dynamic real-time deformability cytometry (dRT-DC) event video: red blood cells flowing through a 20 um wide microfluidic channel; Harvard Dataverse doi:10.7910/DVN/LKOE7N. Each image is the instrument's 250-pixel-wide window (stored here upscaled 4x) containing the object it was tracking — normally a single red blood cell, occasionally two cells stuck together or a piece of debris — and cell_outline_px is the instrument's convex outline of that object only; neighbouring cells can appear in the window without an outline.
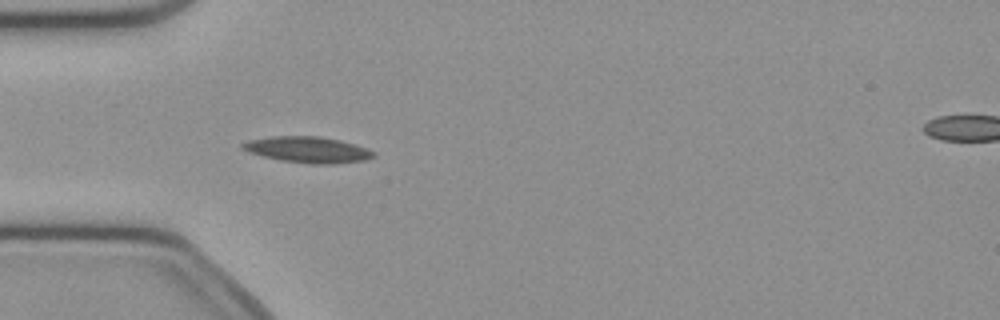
{"species": "common noctule bat (a hibernating species)", "species_latin": "Nyctalus noctula", "temperature_condition": "cold", "stored_images_in_passage": 35, "camera_frame_rate_fps": 3000, "um_per_image_px": 0.085, "animal": {"sex": "female", "body_mass_g": 21.9}, "frame": {"image": 1, "passage_image": 4, "time_ms": 1.0, "image_size_px": [1000, 320], "cell_outline_px": [[376, 156], [364, 160], [336, 164], [308, 164], [280, 160], [248, 152], [240, 148], [240, 144], [252, 140], [276, 136], [316, 136], [336, 140], [352, 144], [376, 152]], "centroid_in_image_um": [26.15, 12.74], "position_along_channel_um": 58.9, "area_um2": 19.59}}
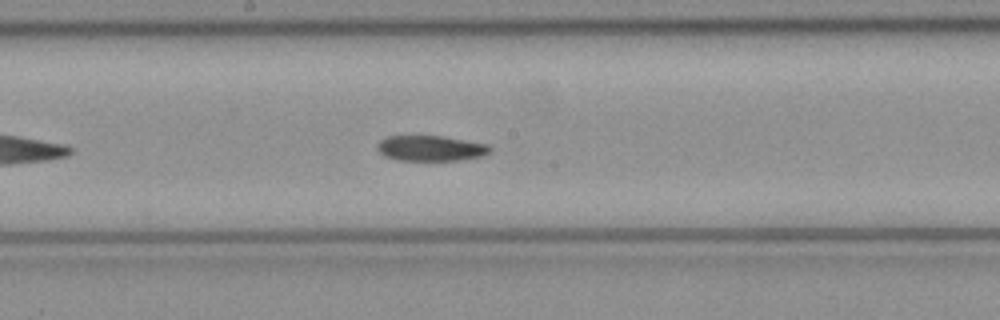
{"frame": {"image": 2, "passage_image": 16, "time_ms": 5.0, "image_size_px": [1000, 320], "cell_outline_px": [[492, 152], [484, 156], [460, 160], [396, 160], [384, 156], [376, 148], [376, 144], [380, 140], [388, 136], [440, 136], [488, 144], [492, 148]], "centroid_in_image_um": [36.62, 12.61], "position_along_channel_um": 211.6, "area_um2": 16.82}}
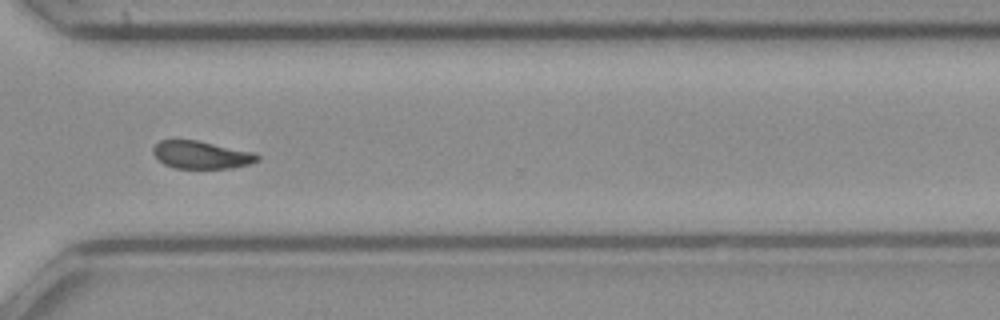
{"frame": {"image": 3, "passage_image": 27, "time_ms": 8.667, "image_size_px": [1000, 320], "cell_outline_px": [[260, 160], [248, 164], [232, 168], [176, 168], [164, 164], [152, 152], [152, 148], [160, 140], [196, 140], [256, 152], [260, 156]], "centroid_in_image_um": [17.15, 13.16], "position_along_channel_um": 353.5, "area_um2": 16.82}, "authors_computed_cell_mechanics": {"area_um2": 17.629, "velocity_mm_per_s": 3.8788, "shape_relaxation_time_tau1_ms": null, "shape_relaxation_time_tau2_ms": 7.8785, "deformation_change_tau1": null, "deformation_change_tau2": 0.1229}}